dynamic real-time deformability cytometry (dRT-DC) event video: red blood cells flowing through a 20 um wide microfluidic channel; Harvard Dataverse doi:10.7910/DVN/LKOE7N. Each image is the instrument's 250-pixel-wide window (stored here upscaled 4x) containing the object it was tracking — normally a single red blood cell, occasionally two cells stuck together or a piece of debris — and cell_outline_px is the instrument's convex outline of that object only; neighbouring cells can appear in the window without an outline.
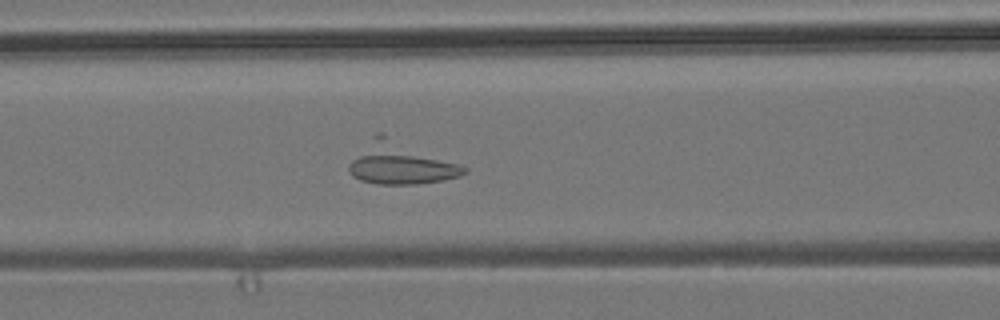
{"species": "common noctule bat (a hibernating species)", "species_latin": "Nyctalus noctula", "temperature_condition": "room temperature", "stored_images_in_passage": 49, "camera_frame_rate_fps": 3000, "um_per_image_px": 0.085, "animal": {"sex": "male", "body_mass_g": 19.2, "forearm_length_mm": 51.8}, "frame": {"image": 1, "passage_image": 17, "time_ms": 5.333, "image_size_px": [1000, 320], "cell_outline_px": [[468, 172], [460, 176], [444, 180], [416, 184], [376, 184], [360, 180], [352, 176], [348, 168], [348, 164], [372, 136], [376, 132], [384, 132], [468, 168]], "centroid_in_image_um": [34.04, 13.86], "position_along_channel_um": 132.6, "area_um2": 28.38}}
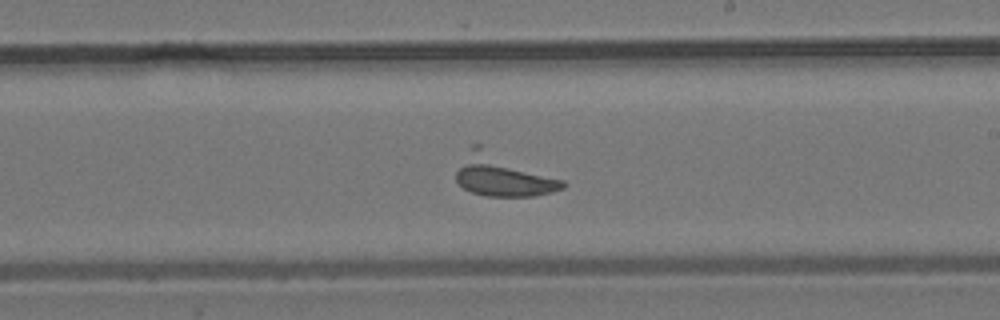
{"frame": {"image": 2, "passage_image": 26, "time_ms": 8.333, "image_size_px": [1000, 320], "cell_outline_px": [[568, 184], [564, 188], [552, 192], [536, 196], [484, 196], [472, 192], [464, 188], [456, 180], [456, 172], [472, 144], [480, 144], [564, 180]], "centroid_in_image_um": [42.78, 14.9], "position_along_channel_um": 246.2, "area_um2": 26.18}}
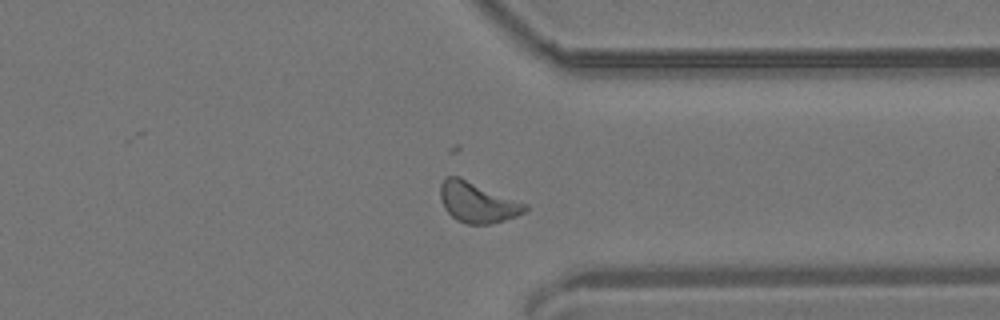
{"frame": {"image": 3, "passage_image": 36, "time_ms": 11.667, "image_size_px": [1000, 320], "cell_outline_px": [[528, 208], [524, 212], [516, 216], [504, 220], [488, 224], [468, 224], [456, 220], [444, 208], [440, 196], [440, 184], [448, 176], [460, 176], [528, 204]], "centroid_in_image_um": [40.58, 17.19], "position_along_channel_um": 370.8, "area_um2": 20.0}}